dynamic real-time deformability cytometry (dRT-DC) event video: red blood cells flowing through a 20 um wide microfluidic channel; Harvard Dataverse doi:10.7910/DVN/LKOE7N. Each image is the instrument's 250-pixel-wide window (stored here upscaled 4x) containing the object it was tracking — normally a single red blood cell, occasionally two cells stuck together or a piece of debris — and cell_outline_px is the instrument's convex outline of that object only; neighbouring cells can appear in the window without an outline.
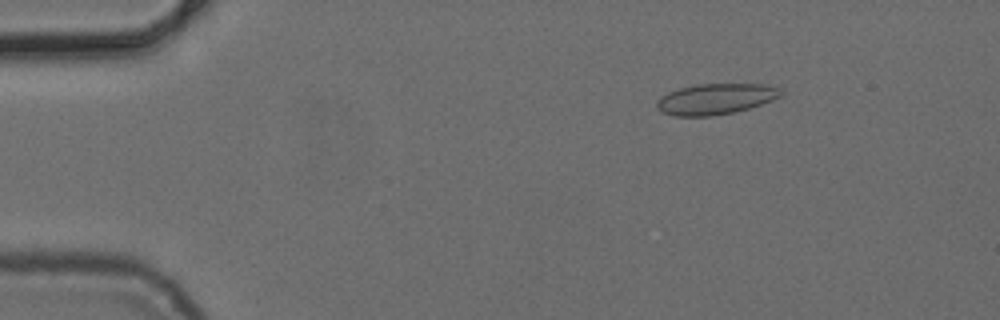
{"species": "common noctule bat (a hibernating species)", "species_latin": "Nyctalus noctula", "temperature_condition": "cold", "stored_images_in_passage": 5, "camera_frame_rate_fps": 3000, "um_per_image_px": 0.085, "animal": {"sex": "female", "body_mass_g": 24.6, "forearm_length_mm": 56.2}, "frame": {"image": 1, "passage_image": 3, "time_ms": 2.333, "image_size_px": [1000, 320], "cell_outline_px": [[784, 96], [736, 112], [712, 116], [672, 116], [656, 108], [656, 100], [660, 96], [668, 92], [680, 88], [696, 84], [768, 84], [780, 88], [784, 92]], "centroid_in_image_um": [60.84, 8.41], "position_along_channel_um": 24.2, "area_um2": 22.54}}
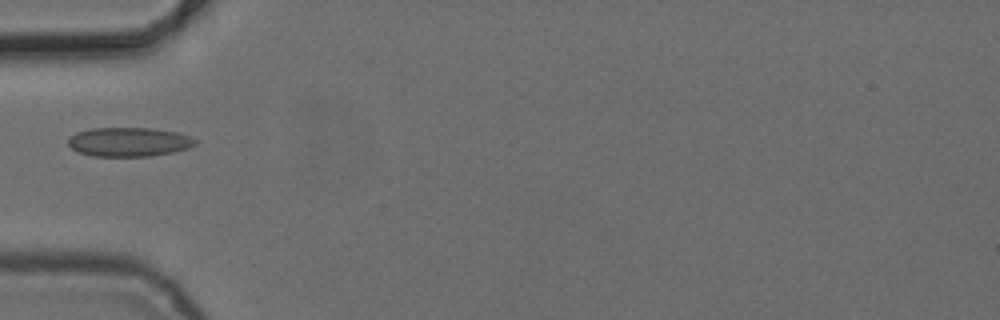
{"frame": {"image": 2, "passage_image": 5, "time_ms": 5.667, "image_size_px": [1000, 320], "cell_outline_px": [[200, 140], [196, 144], [188, 148], [172, 152], [152, 156], [92, 156], [76, 152], [68, 144], [68, 140], [76, 132], [92, 128], [152, 128], [176, 132]], "centroid_in_image_um": [10.96, 12.06], "position_along_channel_um": 74.0, "area_um2": 21.62}}